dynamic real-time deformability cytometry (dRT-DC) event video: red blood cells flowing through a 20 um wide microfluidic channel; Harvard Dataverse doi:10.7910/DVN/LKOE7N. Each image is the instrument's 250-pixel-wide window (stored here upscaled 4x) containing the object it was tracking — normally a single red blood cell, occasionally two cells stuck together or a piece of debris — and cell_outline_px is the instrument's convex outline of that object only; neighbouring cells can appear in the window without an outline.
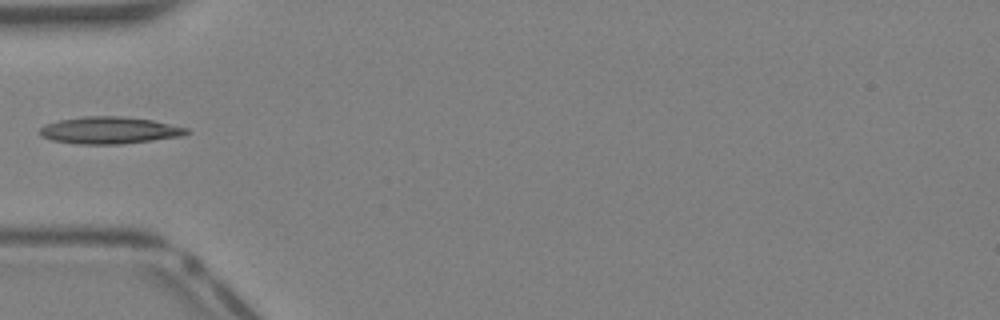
{"species": "Egyptian fruit bat (a non-hibernating species)", "species_latin": "Rousettus aegyptiacus", "temperature_condition": "warm", "stored_images_in_passage": 27, "camera_frame_rate_fps": 3000, "um_per_image_px": 0.085, "animal": {"sex": "female"}, "frame": {"image": 1, "passage_image": 1, "time_ms": 0.0, "image_size_px": [1000, 320], "cell_outline_px": [[188, 132], [180, 136], [152, 140], [120, 144], [80, 144], [52, 140], [40, 136], [36, 132], [44, 124], [60, 120], [84, 116], [120, 116], [152, 120], [188, 128]], "centroid_in_image_um": [9.23, 11.07], "position_along_channel_um": 75.8, "area_um2": 23.0}}
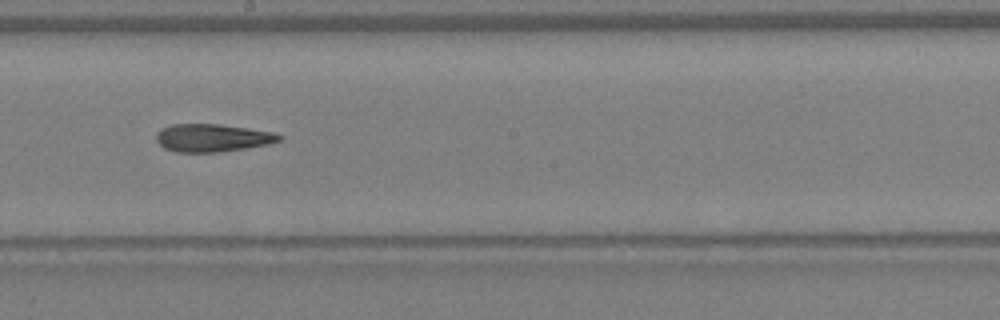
{"frame": {"image": 2, "passage_image": 10, "time_ms": 3.0, "image_size_px": [1000, 320], "cell_outline_px": [[284, 136], [280, 140], [268, 144], [220, 152], [176, 152], [164, 148], [156, 140], [156, 132], [172, 124], [220, 124], [276, 132]], "centroid_in_image_um": [18.07, 11.71], "position_along_channel_um": 230.1, "area_um2": 19.94}}
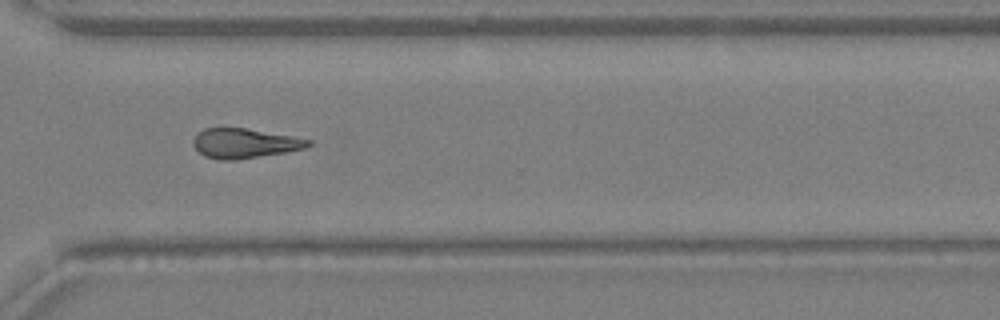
{"frame": {"image": 3, "passage_image": 17, "time_ms": 5.333, "image_size_px": [1000, 320], "cell_outline_px": [[312, 144], [304, 148], [284, 152], [236, 160], [220, 160], [204, 156], [192, 144], [192, 140], [204, 128], [244, 128], [292, 136], [312, 140]], "centroid_in_image_um": [20.78, 12.18], "position_along_channel_um": 349.8, "area_um2": 19.65}}